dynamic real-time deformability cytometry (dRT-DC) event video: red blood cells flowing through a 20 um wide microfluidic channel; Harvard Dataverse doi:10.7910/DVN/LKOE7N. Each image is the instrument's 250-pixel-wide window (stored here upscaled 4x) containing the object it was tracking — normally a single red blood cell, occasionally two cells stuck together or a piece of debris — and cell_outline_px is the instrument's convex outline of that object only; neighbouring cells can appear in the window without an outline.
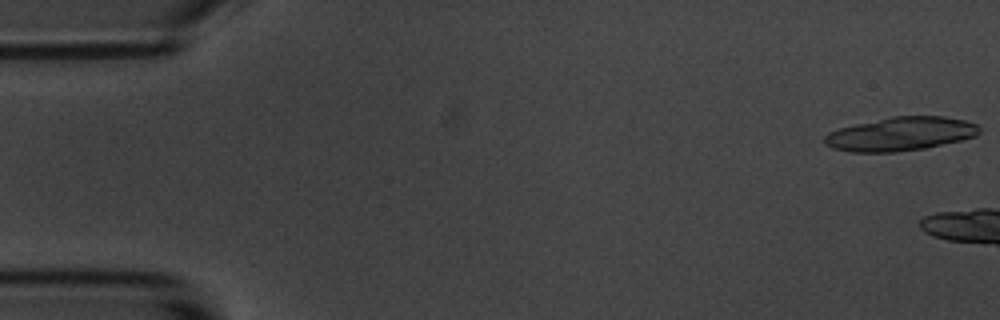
{"species": "common noctule bat (a hibernating species)", "species_latin": "Nyctalus noctula", "temperature_condition": "room temperature", "stored_images_in_passage": 8, "segment_of_instrument_passage": [1, 2], "camera_frame_rate_fps": 3000, "um_per_image_px": 0.085, "animal": {"sex": "male", "body_mass_g": 20.1, "forearm_length_mm": 53.5}, "frame": {"image": 1, "passage_image": 1, "time_ms": 0.0, "image_size_px": [1000, 320], "cell_outline_px": [[980, 132], [976, 136], [960, 140], [924, 148], [896, 152], [852, 152], [832, 148], [824, 144], [824, 136], [828, 132], [840, 128], [856, 124], [892, 116], [944, 116], [964, 120], [976, 124], [980, 128]], "centroid_in_image_um": [76.53, 11.38], "position_along_channel_um": 8.5, "area_um2": 30.29}}